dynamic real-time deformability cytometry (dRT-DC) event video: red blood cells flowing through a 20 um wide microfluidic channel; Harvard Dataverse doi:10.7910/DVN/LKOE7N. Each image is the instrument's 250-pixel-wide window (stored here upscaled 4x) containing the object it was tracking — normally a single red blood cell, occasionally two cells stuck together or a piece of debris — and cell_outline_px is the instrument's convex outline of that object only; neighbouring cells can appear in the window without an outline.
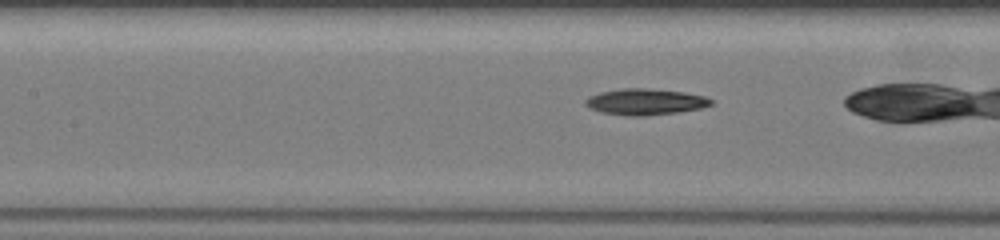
{"species": "common noctule bat (a hibernating species)", "species_latin": "Nyctalus noctula", "temperature_condition": "warm", "stored_images_in_passage": 51, "camera_frame_rate_fps": 3000, "um_per_image_px": 0.085, "animal": {"sex": "female", "body_mass_g": 19.5, "forearm_length_mm": 54.1}, "frame": {"image": 1, "passage_image": 30, "time_ms": 9.667, "image_size_px": [1000, 240], "cell_outline_px": [[712, 104], [700, 108], [680, 112], [648, 116], [624, 116], [600, 112], [584, 104], [584, 100], [588, 96], [600, 92], [620, 88], [648, 88], [684, 92], [704, 96], [712, 100]], "centroid_in_image_um": [54.81, 8.66], "position_along_channel_um": 152.6, "area_um2": 19.36}}
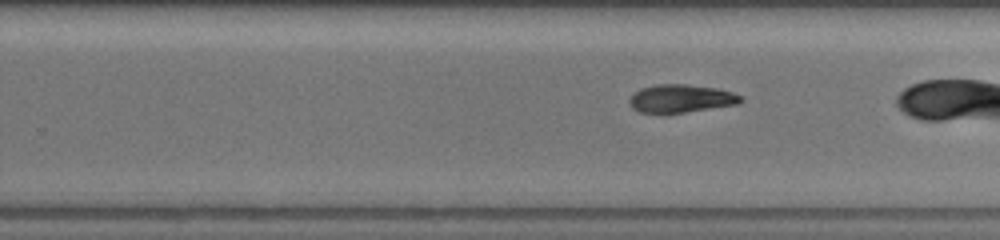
{"frame": {"image": 2, "passage_image": 41, "time_ms": 13.333, "image_size_px": [1000, 240], "cell_outline_px": [[744, 100], [736, 104], [684, 112], [640, 112], [632, 108], [628, 104], [628, 100], [640, 88], [656, 84], [688, 84], [716, 88], [732, 92], [740, 96]], "centroid_in_image_um": [57.85, 8.36], "position_along_channel_um": 271.9, "area_um2": 17.92}}
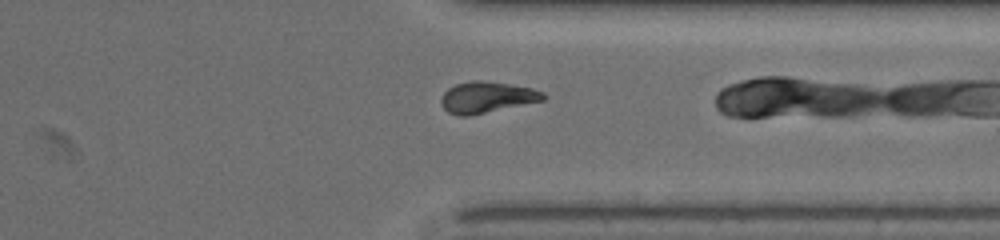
{"frame": {"image": 3, "passage_image": 50, "time_ms": 16.333, "image_size_px": [1000, 240], "cell_outline_px": [[544, 100], [468, 116], [456, 116], [448, 112], [444, 108], [440, 100], [444, 92], [448, 88], [456, 84], [472, 80], [480, 80], [508, 84], [532, 88], [544, 92]], "centroid_in_image_um": [41.34, 8.27], "position_along_channel_um": 370.1, "area_um2": 18.38}}